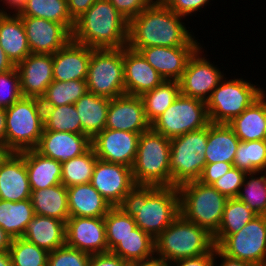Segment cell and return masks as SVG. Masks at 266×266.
<instances>
[{"mask_svg": "<svg viewBox=\"0 0 266 266\" xmlns=\"http://www.w3.org/2000/svg\"><path fill=\"white\" fill-rule=\"evenodd\" d=\"M161 0H154L138 16L128 21L127 47L142 49L153 46H201L185 25L184 18ZM196 38V39H195Z\"/></svg>", "mask_w": 266, "mask_h": 266, "instance_id": "cell-1", "label": "cell"}, {"mask_svg": "<svg viewBox=\"0 0 266 266\" xmlns=\"http://www.w3.org/2000/svg\"><path fill=\"white\" fill-rule=\"evenodd\" d=\"M118 207L156 239L180 214L178 187L135 185Z\"/></svg>", "mask_w": 266, "mask_h": 266, "instance_id": "cell-2", "label": "cell"}, {"mask_svg": "<svg viewBox=\"0 0 266 266\" xmlns=\"http://www.w3.org/2000/svg\"><path fill=\"white\" fill-rule=\"evenodd\" d=\"M72 40L92 49L125 48L128 41V20L109 0H96L75 20Z\"/></svg>", "mask_w": 266, "mask_h": 266, "instance_id": "cell-3", "label": "cell"}, {"mask_svg": "<svg viewBox=\"0 0 266 266\" xmlns=\"http://www.w3.org/2000/svg\"><path fill=\"white\" fill-rule=\"evenodd\" d=\"M214 247L213 235L180 214L155 239V255L168 264L206 254Z\"/></svg>", "mask_w": 266, "mask_h": 266, "instance_id": "cell-4", "label": "cell"}, {"mask_svg": "<svg viewBox=\"0 0 266 266\" xmlns=\"http://www.w3.org/2000/svg\"><path fill=\"white\" fill-rule=\"evenodd\" d=\"M170 139L152 128L141 133L132 176L136 185L170 187Z\"/></svg>", "mask_w": 266, "mask_h": 266, "instance_id": "cell-5", "label": "cell"}, {"mask_svg": "<svg viewBox=\"0 0 266 266\" xmlns=\"http://www.w3.org/2000/svg\"><path fill=\"white\" fill-rule=\"evenodd\" d=\"M180 215L214 235L221 224L228 198L212 185L191 181L178 187Z\"/></svg>", "mask_w": 266, "mask_h": 266, "instance_id": "cell-6", "label": "cell"}, {"mask_svg": "<svg viewBox=\"0 0 266 266\" xmlns=\"http://www.w3.org/2000/svg\"><path fill=\"white\" fill-rule=\"evenodd\" d=\"M5 110L6 144L17 153L36 149L44 129L41 100L22 96Z\"/></svg>", "mask_w": 266, "mask_h": 266, "instance_id": "cell-7", "label": "cell"}, {"mask_svg": "<svg viewBox=\"0 0 266 266\" xmlns=\"http://www.w3.org/2000/svg\"><path fill=\"white\" fill-rule=\"evenodd\" d=\"M208 125L170 139L171 186L199 180L206 165Z\"/></svg>", "mask_w": 266, "mask_h": 266, "instance_id": "cell-8", "label": "cell"}, {"mask_svg": "<svg viewBox=\"0 0 266 266\" xmlns=\"http://www.w3.org/2000/svg\"><path fill=\"white\" fill-rule=\"evenodd\" d=\"M264 92L257 84L243 78L227 79L224 77L212 91L206 101L207 113L211 123H229L239 116Z\"/></svg>", "mask_w": 266, "mask_h": 266, "instance_id": "cell-9", "label": "cell"}, {"mask_svg": "<svg viewBox=\"0 0 266 266\" xmlns=\"http://www.w3.org/2000/svg\"><path fill=\"white\" fill-rule=\"evenodd\" d=\"M86 83L88 92L100 97L125 95L123 48L93 49Z\"/></svg>", "mask_w": 266, "mask_h": 266, "instance_id": "cell-10", "label": "cell"}, {"mask_svg": "<svg viewBox=\"0 0 266 266\" xmlns=\"http://www.w3.org/2000/svg\"><path fill=\"white\" fill-rule=\"evenodd\" d=\"M209 123L206 102L180 94L166 111L151 123V128L172 139L206 127Z\"/></svg>", "mask_w": 266, "mask_h": 266, "instance_id": "cell-11", "label": "cell"}, {"mask_svg": "<svg viewBox=\"0 0 266 266\" xmlns=\"http://www.w3.org/2000/svg\"><path fill=\"white\" fill-rule=\"evenodd\" d=\"M230 258L266 265V215H256L240 231L227 235L217 246Z\"/></svg>", "mask_w": 266, "mask_h": 266, "instance_id": "cell-12", "label": "cell"}, {"mask_svg": "<svg viewBox=\"0 0 266 266\" xmlns=\"http://www.w3.org/2000/svg\"><path fill=\"white\" fill-rule=\"evenodd\" d=\"M201 45L188 60L186 69L179 80L180 94L207 101L212 91L226 76L217 65L205 57Z\"/></svg>", "mask_w": 266, "mask_h": 266, "instance_id": "cell-13", "label": "cell"}, {"mask_svg": "<svg viewBox=\"0 0 266 266\" xmlns=\"http://www.w3.org/2000/svg\"><path fill=\"white\" fill-rule=\"evenodd\" d=\"M111 207L119 206L123 198L136 185L132 168L98 159L91 182Z\"/></svg>", "mask_w": 266, "mask_h": 266, "instance_id": "cell-14", "label": "cell"}, {"mask_svg": "<svg viewBox=\"0 0 266 266\" xmlns=\"http://www.w3.org/2000/svg\"><path fill=\"white\" fill-rule=\"evenodd\" d=\"M139 133L105 128L91 144L98 159L133 167L136 159Z\"/></svg>", "mask_w": 266, "mask_h": 266, "instance_id": "cell-15", "label": "cell"}, {"mask_svg": "<svg viewBox=\"0 0 266 266\" xmlns=\"http://www.w3.org/2000/svg\"><path fill=\"white\" fill-rule=\"evenodd\" d=\"M65 244L91 255L108 252L104 217H69Z\"/></svg>", "mask_w": 266, "mask_h": 266, "instance_id": "cell-16", "label": "cell"}, {"mask_svg": "<svg viewBox=\"0 0 266 266\" xmlns=\"http://www.w3.org/2000/svg\"><path fill=\"white\" fill-rule=\"evenodd\" d=\"M20 18L31 53L54 54L72 39V33L63 24L30 16Z\"/></svg>", "mask_w": 266, "mask_h": 266, "instance_id": "cell-17", "label": "cell"}, {"mask_svg": "<svg viewBox=\"0 0 266 266\" xmlns=\"http://www.w3.org/2000/svg\"><path fill=\"white\" fill-rule=\"evenodd\" d=\"M105 128L139 134L150 129L141 97L125 94L110 99Z\"/></svg>", "mask_w": 266, "mask_h": 266, "instance_id": "cell-18", "label": "cell"}, {"mask_svg": "<svg viewBox=\"0 0 266 266\" xmlns=\"http://www.w3.org/2000/svg\"><path fill=\"white\" fill-rule=\"evenodd\" d=\"M23 97L41 98L53 81V55L31 53L16 65Z\"/></svg>", "mask_w": 266, "mask_h": 266, "instance_id": "cell-19", "label": "cell"}, {"mask_svg": "<svg viewBox=\"0 0 266 266\" xmlns=\"http://www.w3.org/2000/svg\"><path fill=\"white\" fill-rule=\"evenodd\" d=\"M200 46H153L138 51L144 59L167 81H179L188 60Z\"/></svg>", "mask_w": 266, "mask_h": 266, "instance_id": "cell-20", "label": "cell"}, {"mask_svg": "<svg viewBox=\"0 0 266 266\" xmlns=\"http://www.w3.org/2000/svg\"><path fill=\"white\" fill-rule=\"evenodd\" d=\"M123 63L124 85L127 95L141 96L164 81L138 51L127 46L123 48Z\"/></svg>", "mask_w": 266, "mask_h": 266, "instance_id": "cell-21", "label": "cell"}, {"mask_svg": "<svg viewBox=\"0 0 266 266\" xmlns=\"http://www.w3.org/2000/svg\"><path fill=\"white\" fill-rule=\"evenodd\" d=\"M91 146V139L87 135L43 129L36 150L46 157L63 163L82 155Z\"/></svg>", "mask_w": 266, "mask_h": 266, "instance_id": "cell-22", "label": "cell"}, {"mask_svg": "<svg viewBox=\"0 0 266 266\" xmlns=\"http://www.w3.org/2000/svg\"><path fill=\"white\" fill-rule=\"evenodd\" d=\"M92 48L70 40L53 55V80H86Z\"/></svg>", "mask_w": 266, "mask_h": 266, "instance_id": "cell-23", "label": "cell"}, {"mask_svg": "<svg viewBox=\"0 0 266 266\" xmlns=\"http://www.w3.org/2000/svg\"><path fill=\"white\" fill-rule=\"evenodd\" d=\"M30 196L24 151L14 152L0 167V200L18 202L30 199Z\"/></svg>", "mask_w": 266, "mask_h": 266, "instance_id": "cell-24", "label": "cell"}, {"mask_svg": "<svg viewBox=\"0 0 266 266\" xmlns=\"http://www.w3.org/2000/svg\"><path fill=\"white\" fill-rule=\"evenodd\" d=\"M227 124L242 142L266 140V93Z\"/></svg>", "mask_w": 266, "mask_h": 266, "instance_id": "cell-25", "label": "cell"}, {"mask_svg": "<svg viewBox=\"0 0 266 266\" xmlns=\"http://www.w3.org/2000/svg\"><path fill=\"white\" fill-rule=\"evenodd\" d=\"M70 217H104L111 206L91 183L67 187Z\"/></svg>", "mask_w": 266, "mask_h": 266, "instance_id": "cell-26", "label": "cell"}, {"mask_svg": "<svg viewBox=\"0 0 266 266\" xmlns=\"http://www.w3.org/2000/svg\"><path fill=\"white\" fill-rule=\"evenodd\" d=\"M65 227L62 220L35 215L22 237L49 253L65 245Z\"/></svg>", "mask_w": 266, "mask_h": 266, "instance_id": "cell-27", "label": "cell"}, {"mask_svg": "<svg viewBox=\"0 0 266 266\" xmlns=\"http://www.w3.org/2000/svg\"><path fill=\"white\" fill-rule=\"evenodd\" d=\"M31 191L61 184V163L40 154L36 149L24 151Z\"/></svg>", "mask_w": 266, "mask_h": 266, "instance_id": "cell-28", "label": "cell"}, {"mask_svg": "<svg viewBox=\"0 0 266 266\" xmlns=\"http://www.w3.org/2000/svg\"><path fill=\"white\" fill-rule=\"evenodd\" d=\"M0 47L15 66L31 54L19 15L0 14Z\"/></svg>", "mask_w": 266, "mask_h": 266, "instance_id": "cell-29", "label": "cell"}, {"mask_svg": "<svg viewBox=\"0 0 266 266\" xmlns=\"http://www.w3.org/2000/svg\"><path fill=\"white\" fill-rule=\"evenodd\" d=\"M240 140L225 123L208 124V141L205 150L206 164L227 162L233 164Z\"/></svg>", "mask_w": 266, "mask_h": 266, "instance_id": "cell-30", "label": "cell"}, {"mask_svg": "<svg viewBox=\"0 0 266 266\" xmlns=\"http://www.w3.org/2000/svg\"><path fill=\"white\" fill-rule=\"evenodd\" d=\"M110 99L91 92L84 94L74 106L80 117L82 134L91 140L105 129Z\"/></svg>", "mask_w": 266, "mask_h": 266, "instance_id": "cell-31", "label": "cell"}, {"mask_svg": "<svg viewBox=\"0 0 266 266\" xmlns=\"http://www.w3.org/2000/svg\"><path fill=\"white\" fill-rule=\"evenodd\" d=\"M30 200L35 215L57 218L65 223L70 217L67 187L62 184L31 191Z\"/></svg>", "mask_w": 266, "mask_h": 266, "instance_id": "cell-32", "label": "cell"}, {"mask_svg": "<svg viewBox=\"0 0 266 266\" xmlns=\"http://www.w3.org/2000/svg\"><path fill=\"white\" fill-rule=\"evenodd\" d=\"M34 216L30 199L18 202L0 200V227L13 239L24 235Z\"/></svg>", "mask_w": 266, "mask_h": 266, "instance_id": "cell-33", "label": "cell"}, {"mask_svg": "<svg viewBox=\"0 0 266 266\" xmlns=\"http://www.w3.org/2000/svg\"><path fill=\"white\" fill-rule=\"evenodd\" d=\"M110 252L118 255L130 265L155 255V239L137 227Z\"/></svg>", "mask_w": 266, "mask_h": 266, "instance_id": "cell-34", "label": "cell"}, {"mask_svg": "<svg viewBox=\"0 0 266 266\" xmlns=\"http://www.w3.org/2000/svg\"><path fill=\"white\" fill-rule=\"evenodd\" d=\"M257 214L253 212L244 202L237 198H228L223 218L218 231L213 235L215 246H217L227 235L241 230Z\"/></svg>", "mask_w": 266, "mask_h": 266, "instance_id": "cell-35", "label": "cell"}, {"mask_svg": "<svg viewBox=\"0 0 266 266\" xmlns=\"http://www.w3.org/2000/svg\"><path fill=\"white\" fill-rule=\"evenodd\" d=\"M180 95L179 81L164 80L153 90L147 91L140 97L143 101L147 120L152 123Z\"/></svg>", "mask_w": 266, "mask_h": 266, "instance_id": "cell-36", "label": "cell"}, {"mask_svg": "<svg viewBox=\"0 0 266 266\" xmlns=\"http://www.w3.org/2000/svg\"><path fill=\"white\" fill-rule=\"evenodd\" d=\"M19 16L44 18L60 23L71 33L75 24L68 12L67 0H27L26 7Z\"/></svg>", "mask_w": 266, "mask_h": 266, "instance_id": "cell-37", "label": "cell"}, {"mask_svg": "<svg viewBox=\"0 0 266 266\" xmlns=\"http://www.w3.org/2000/svg\"><path fill=\"white\" fill-rule=\"evenodd\" d=\"M97 160L96 153L91 146L82 155L61 163V184L65 187H72L90 183Z\"/></svg>", "mask_w": 266, "mask_h": 266, "instance_id": "cell-38", "label": "cell"}, {"mask_svg": "<svg viewBox=\"0 0 266 266\" xmlns=\"http://www.w3.org/2000/svg\"><path fill=\"white\" fill-rule=\"evenodd\" d=\"M87 92L86 80H53L40 100L42 106L74 104Z\"/></svg>", "mask_w": 266, "mask_h": 266, "instance_id": "cell-39", "label": "cell"}, {"mask_svg": "<svg viewBox=\"0 0 266 266\" xmlns=\"http://www.w3.org/2000/svg\"><path fill=\"white\" fill-rule=\"evenodd\" d=\"M42 107L44 130L82 134L80 117L74 104Z\"/></svg>", "mask_w": 266, "mask_h": 266, "instance_id": "cell-40", "label": "cell"}, {"mask_svg": "<svg viewBox=\"0 0 266 266\" xmlns=\"http://www.w3.org/2000/svg\"><path fill=\"white\" fill-rule=\"evenodd\" d=\"M236 198L257 215H266V171L246 173Z\"/></svg>", "mask_w": 266, "mask_h": 266, "instance_id": "cell-41", "label": "cell"}, {"mask_svg": "<svg viewBox=\"0 0 266 266\" xmlns=\"http://www.w3.org/2000/svg\"><path fill=\"white\" fill-rule=\"evenodd\" d=\"M233 166L246 173L266 171V140L240 141Z\"/></svg>", "mask_w": 266, "mask_h": 266, "instance_id": "cell-42", "label": "cell"}, {"mask_svg": "<svg viewBox=\"0 0 266 266\" xmlns=\"http://www.w3.org/2000/svg\"><path fill=\"white\" fill-rule=\"evenodd\" d=\"M106 240L110 252L123 238L137 228L135 220L118 206L111 207L104 216Z\"/></svg>", "mask_w": 266, "mask_h": 266, "instance_id": "cell-43", "label": "cell"}, {"mask_svg": "<svg viewBox=\"0 0 266 266\" xmlns=\"http://www.w3.org/2000/svg\"><path fill=\"white\" fill-rule=\"evenodd\" d=\"M13 266H47L48 252L23 237L12 240L9 248Z\"/></svg>", "mask_w": 266, "mask_h": 266, "instance_id": "cell-44", "label": "cell"}, {"mask_svg": "<svg viewBox=\"0 0 266 266\" xmlns=\"http://www.w3.org/2000/svg\"><path fill=\"white\" fill-rule=\"evenodd\" d=\"M91 254L68 245L49 252L47 266H88Z\"/></svg>", "mask_w": 266, "mask_h": 266, "instance_id": "cell-45", "label": "cell"}, {"mask_svg": "<svg viewBox=\"0 0 266 266\" xmlns=\"http://www.w3.org/2000/svg\"><path fill=\"white\" fill-rule=\"evenodd\" d=\"M21 97L20 76L16 66L0 73V108H9Z\"/></svg>", "mask_w": 266, "mask_h": 266, "instance_id": "cell-46", "label": "cell"}, {"mask_svg": "<svg viewBox=\"0 0 266 266\" xmlns=\"http://www.w3.org/2000/svg\"><path fill=\"white\" fill-rule=\"evenodd\" d=\"M246 172L232 167L229 172L219 178L212 186L227 198H236L243 185Z\"/></svg>", "mask_w": 266, "mask_h": 266, "instance_id": "cell-47", "label": "cell"}, {"mask_svg": "<svg viewBox=\"0 0 266 266\" xmlns=\"http://www.w3.org/2000/svg\"><path fill=\"white\" fill-rule=\"evenodd\" d=\"M173 12L186 18L206 7L210 0H161ZM193 13V14H192Z\"/></svg>", "mask_w": 266, "mask_h": 266, "instance_id": "cell-48", "label": "cell"}, {"mask_svg": "<svg viewBox=\"0 0 266 266\" xmlns=\"http://www.w3.org/2000/svg\"><path fill=\"white\" fill-rule=\"evenodd\" d=\"M128 21L138 16L154 0H109Z\"/></svg>", "mask_w": 266, "mask_h": 266, "instance_id": "cell-49", "label": "cell"}, {"mask_svg": "<svg viewBox=\"0 0 266 266\" xmlns=\"http://www.w3.org/2000/svg\"><path fill=\"white\" fill-rule=\"evenodd\" d=\"M232 167L233 164L227 162L206 164L198 181L205 185H212Z\"/></svg>", "mask_w": 266, "mask_h": 266, "instance_id": "cell-50", "label": "cell"}, {"mask_svg": "<svg viewBox=\"0 0 266 266\" xmlns=\"http://www.w3.org/2000/svg\"><path fill=\"white\" fill-rule=\"evenodd\" d=\"M88 266H130L125 260L111 252L92 254Z\"/></svg>", "mask_w": 266, "mask_h": 266, "instance_id": "cell-51", "label": "cell"}, {"mask_svg": "<svg viewBox=\"0 0 266 266\" xmlns=\"http://www.w3.org/2000/svg\"><path fill=\"white\" fill-rule=\"evenodd\" d=\"M215 247L208 253L196 257L180 259L169 263V266H213Z\"/></svg>", "mask_w": 266, "mask_h": 266, "instance_id": "cell-52", "label": "cell"}, {"mask_svg": "<svg viewBox=\"0 0 266 266\" xmlns=\"http://www.w3.org/2000/svg\"><path fill=\"white\" fill-rule=\"evenodd\" d=\"M96 0H67L68 12L75 21L85 13Z\"/></svg>", "mask_w": 266, "mask_h": 266, "instance_id": "cell-53", "label": "cell"}, {"mask_svg": "<svg viewBox=\"0 0 266 266\" xmlns=\"http://www.w3.org/2000/svg\"><path fill=\"white\" fill-rule=\"evenodd\" d=\"M221 260V263L219 259ZM218 259V260H217ZM219 264H217V261ZM213 266H257L251 262L242 261L234 258H230L223 254L216 246H215V254L213 260Z\"/></svg>", "mask_w": 266, "mask_h": 266, "instance_id": "cell-54", "label": "cell"}, {"mask_svg": "<svg viewBox=\"0 0 266 266\" xmlns=\"http://www.w3.org/2000/svg\"><path fill=\"white\" fill-rule=\"evenodd\" d=\"M1 2L3 1V5L7 6L4 7L1 5L0 7V14H7V15H20L23 10L26 7V2L27 0H0ZM11 10V12L9 10ZM13 10V11H12ZM8 12V13H7Z\"/></svg>", "mask_w": 266, "mask_h": 266, "instance_id": "cell-55", "label": "cell"}, {"mask_svg": "<svg viewBox=\"0 0 266 266\" xmlns=\"http://www.w3.org/2000/svg\"><path fill=\"white\" fill-rule=\"evenodd\" d=\"M130 266H169L166 261L154 255L151 258L134 262Z\"/></svg>", "mask_w": 266, "mask_h": 266, "instance_id": "cell-56", "label": "cell"}, {"mask_svg": "<svg viewBox=\"0 0 266 266\" xmlns=\"http://www.w3.org/2000/svg\"><path fill=\"white\" fill-rule=\"evenodd\" d=\"M15 65L12 61L7 57L4 50L0 47V73L7 72L13 69Z\"/></svg>", "mask_w": 266, "mask_h": 266, "instance_id": "cell-57", "label": "cell"}, {"mask_svg": "<svg viewBox=\"0 0 266 266\" xmlns=\"http://www.w3.org/2000/svg\"><path fill=\"white\" fill-rule=\"evenodd\" d=\"M13 238L0 227V252L9 251Z\"/></svg>", "mask_w": 266, "mask_h": 266, "instance_id": "cell-58", "label": "cell"}, {"mask_svg": "<svg viewBox=\"0 0 266 266\" xmlns=\"http://www.w3.org/2000/svg\"><path fill=\"white\" fill-rule=\"evenodd\" d=\"M0 143H6V110L0 108Z\"/></svg>", "mask_w": 266, "mask_h": 266, "instance_id": "cell-59", "label": "cell"}, {"mask_svg": "<svg viewBox=\"0 0 266 266\" xmlns=\"http://www.w3.org/2000/svg\"><path fill=\"white\" fill-rule=\"evenodd\" d=\"M14 151L6 144L0 143V167L10 158Z\"/></svg>", "mask_w": 266, "mask_h": 266, "instance_id": "cell-60", "label": "cell"}, {"mask_svg": "<svg viewBox=\"0 0 266 266\" xmlns=\"http://www.w3.org/2000/svg\"><path fill=\"white\" fill-rule=\"evenodd\" d=\"M0 266H13L9 251L0 252Z\"/></svg>", "mask_w": 266, "mask_h": 266, "instance_id": "cell-61", "label": "cell"}]
</instances>
